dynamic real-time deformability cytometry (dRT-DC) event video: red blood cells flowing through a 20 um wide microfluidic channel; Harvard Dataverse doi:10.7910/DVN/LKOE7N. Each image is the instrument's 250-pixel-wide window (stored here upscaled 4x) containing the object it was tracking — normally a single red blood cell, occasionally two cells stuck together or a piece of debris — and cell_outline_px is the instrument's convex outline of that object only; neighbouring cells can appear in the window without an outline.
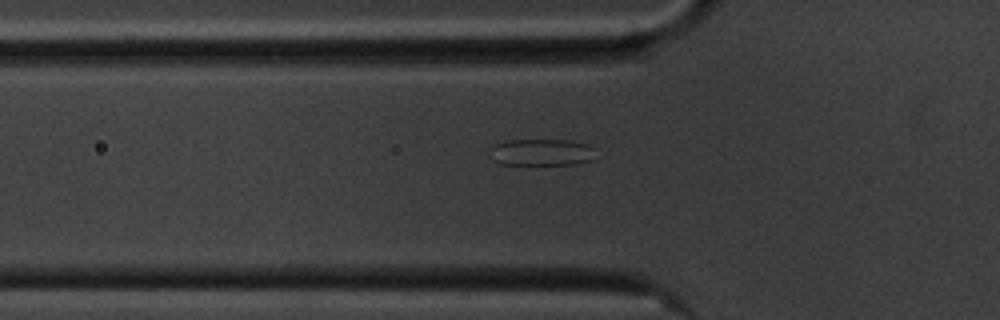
{"species": "common noctule bat (a hibernating species)", "species_latin": "Nyctalus noctula", "temperature_condition": "cold", "stored_images_in_passage": 41, "camera_frame_rate_fps": 3000, "um_per_image_px": 0.085, "animal": {"sex": "male", "body_mass_g": 20.1, "forearm_length_mm": 53.5}, "frame": {"image": 1, "passage_image": 6, "time_ms": 1.667, "image_size_px": [1000, 320], "cell_outline_px": [[596, 148], [592, 160], [576, 164], [500, 164], [492, 160], [492, 148], [496, 144], [504, 140], [568, 140], [588, 144]], "centroid_in_image_um": [46.07, 12.94], "position_along_channel_um": 79.7, "area_um2": 16.47}}
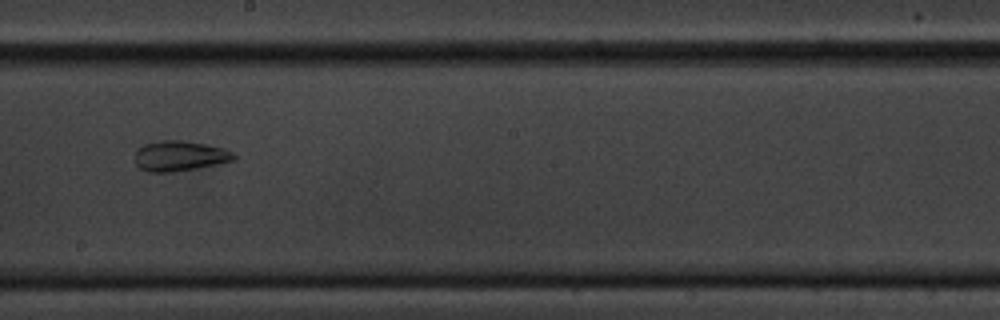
{"frame": {"image": 2, "passage_image": 19, "time_ms": 6.0, "image_size_px": [1000, 320], "cell_outline_px": [[236, 160], [216, 164], [172, 172], [152, 172], [140, 168], [136, 164], [136, 152], [144, 144], [160, 140], [180, 140], [204, 144], [224, 148], [232, 152], [236, 156]], "centroid_in_image_um": [15.29, 13.25], "position_along_channel_um": 232.9, "area_um2": 17.17}}
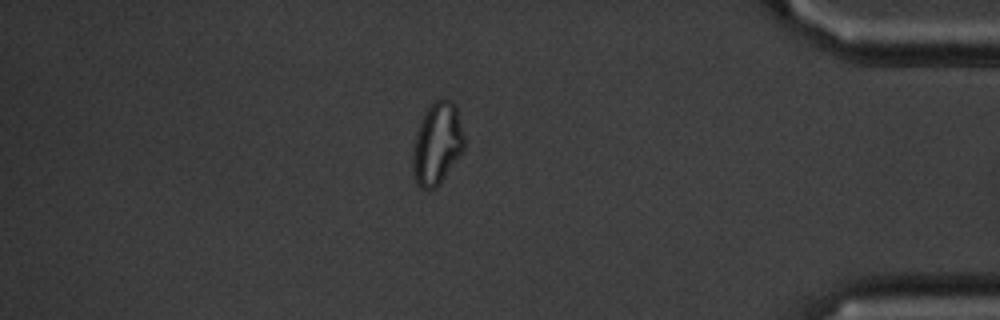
{"frame": {"image": 3, "passage_image": 36, "time_ms": 11.667, "image_size_px": [1000, 320], "cell_outline_px": [[464, 148], [440, 184], [436, 188], [420, 188], [412, 176], [412, 152], [416, 136], [420, 124], [428, 108], [436, 100], [452, 100], [456, 104], [464, 136]], "centroid_in_image_um": [37.15, 12.24], "position_along_channel_um": 398.0, "area_um2": 24.33}, "authors_computed_cell_mechanics": {"area_um2": 18.207, "velocity_mm_per_s": 3.5233, "shape_relaxation_time_tau1_ms": null, "shape_relaxation_time_tau2_ms": 1.636, "deformation_change_tau1": null, "deformation_change_tau2": 0.082}}